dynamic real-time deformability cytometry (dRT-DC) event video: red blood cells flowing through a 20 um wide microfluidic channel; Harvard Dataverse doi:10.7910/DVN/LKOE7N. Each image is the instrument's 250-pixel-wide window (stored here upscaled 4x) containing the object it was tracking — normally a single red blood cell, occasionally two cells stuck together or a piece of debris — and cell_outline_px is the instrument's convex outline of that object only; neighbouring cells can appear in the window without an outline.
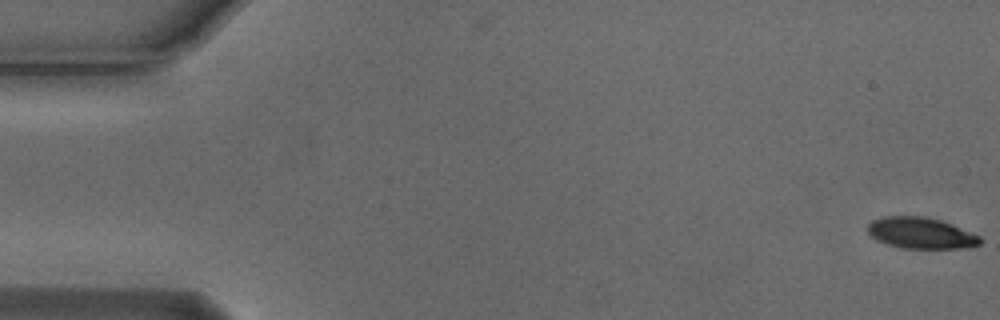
{"species": "Egyptian fruit bat (a non-hibernating species)", "species_latin": "Rousettus aegyptiacus", "temperature_condition": "cold", "stored_images_in_passage": 6, "camera_frame_rate_fps": 3000, "um_per_image_px": 0.085, "animal": {"sex": "male"}, "frame": {"image": 1, "passage_image": 1, "time_ms": 0.0, "image_size_px": [1000, 320], "cell_outline_px": [[980, 244], [968, 248], [904, 248], [888, 244], [876, 240], [868, 232], [868, 224], [872, 220], [884, 216], [924, 216], [940, 220], [952, 224], [980, 236]], "centroid_in_image_um": [78.27, 19.8], "position_along_channel_um": 6.7, "area_um2": 20.35}}
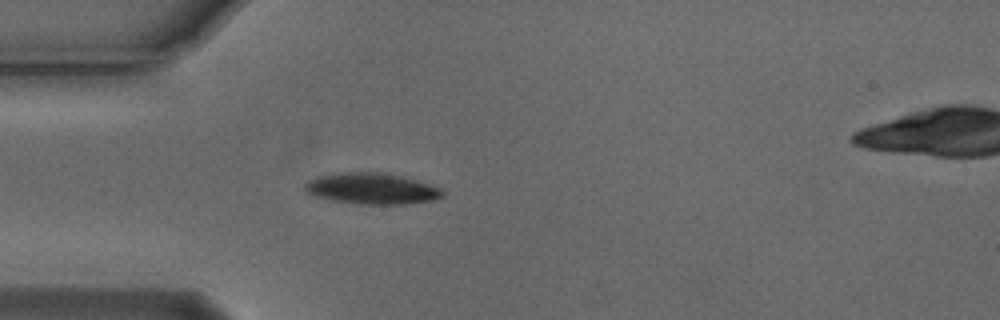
{"frame": {"image": 2, "passage_image": 5, "time_ms": 1.333, "image_size_px": [1000, 320], "cell_outline_px": [[444, 196], [432, 200], [408, 204], [356, 204], [332, 200], [316, 196], [304, 192], [304, 184], [308, 180], [316, 176], [344, 172], [380, 172], [400, 176], [428, 184], [440, 188], [444, 192]], "centroid_in_image_um": [31.55, 16.03], "position_along_channel_um": 53.4, "area_um2": 24.91}}